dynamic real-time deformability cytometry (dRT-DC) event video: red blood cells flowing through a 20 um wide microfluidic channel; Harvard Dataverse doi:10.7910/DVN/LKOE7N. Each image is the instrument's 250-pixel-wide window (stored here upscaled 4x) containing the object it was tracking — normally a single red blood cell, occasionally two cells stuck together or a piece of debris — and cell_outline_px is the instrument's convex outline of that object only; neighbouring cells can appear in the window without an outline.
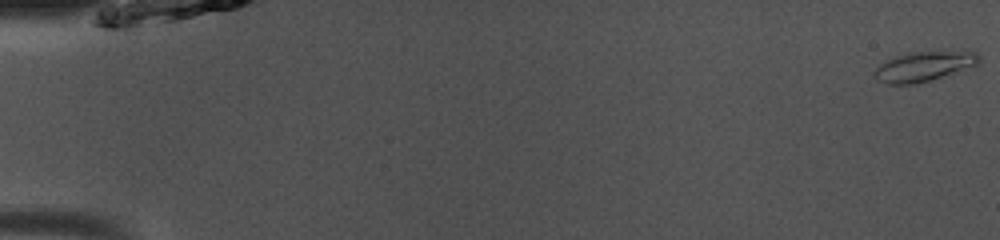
{"species": "common noctule bat (a hibernating species)", "species_latin": "Nyctalus noctula", "temperature_condition": "room temperature", "stored_images_in_passage": 50, "camera_frame_rate_fps": 3000, "um_per_image_px": 0.085, "animal": {"sex": "male", "body_mass_g": 13.0, "forearm_length_mm": 53.1}, "frame": {"image": 1, "passage_image": 1, "time_ms": 0.0, "image_size_px": [1000, 240], "cell_outline_px": [[980, 64], [928, 80], [912, 84], [888, 84], [876, 80], [872, 76], [872, 72], [880, 64], [896, 56], [908, 52], [976, 52], [980, 56]], "centroid_in_image_um": [78.47, 5.65], "position_along_channel_um": 6.5, "area_um2": 17.8}}
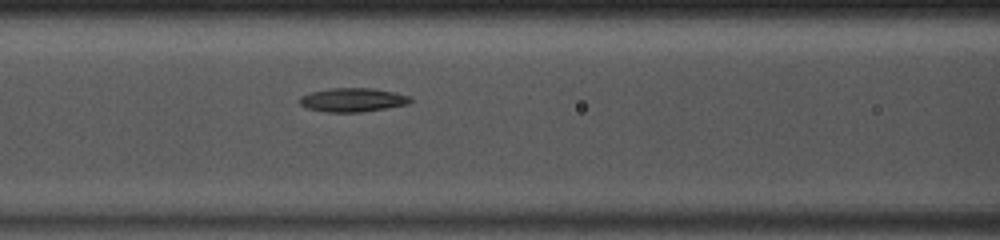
{"frame": {"image": 2, "passage_image": 22, "time_ms": 7.0, "image_size_px": [1000, 240], "cell_outline_px": [[412, 100], [408, 104], [360, 112], [324, 112], [308, 108], [300, 104], [300, 96], [312, 92], [332, 88], [372, 88], [392, 92], [408, 96]], "centroid_in_image_um": [29.95, 8.49], "position_along_channel_um": 136.7, "area_um2": 15.09}}
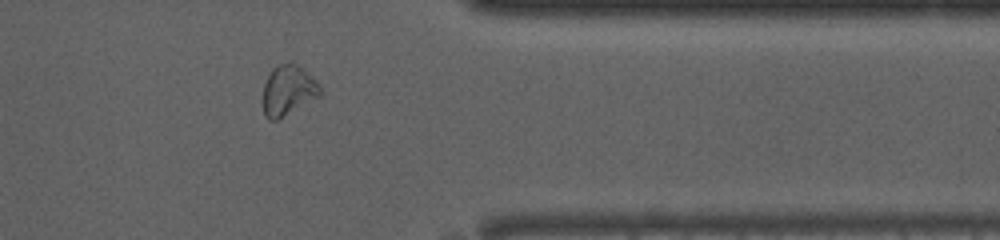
{"frame": {"image": 3, "passage_image": 41, "time_ms": 13.333, "image_size_px": [1000, 240], "cell_outline_px": [[320, 96], [276, 120], [272, 120], [264, 116], [264, 84], [272, 68], [276, 64], [288, 60], [296, 64], [308, 72], [320, 84]], "centroid_in_image_um": [24.5, 7.63], "position_along_channel_um": 386.9, "area_um2": 16.7}, "authors_computed_cell_mechanics": {"area_um2": 16.0106, "velocity_mm_per_s": 4.0979, "shape_relaxation_time_tau1_ms": null, "shape_relaxation_time_tau2_ms": 6.2158, "deformation_change_tau1": null, "deformation_change_tau2": 0.108}}